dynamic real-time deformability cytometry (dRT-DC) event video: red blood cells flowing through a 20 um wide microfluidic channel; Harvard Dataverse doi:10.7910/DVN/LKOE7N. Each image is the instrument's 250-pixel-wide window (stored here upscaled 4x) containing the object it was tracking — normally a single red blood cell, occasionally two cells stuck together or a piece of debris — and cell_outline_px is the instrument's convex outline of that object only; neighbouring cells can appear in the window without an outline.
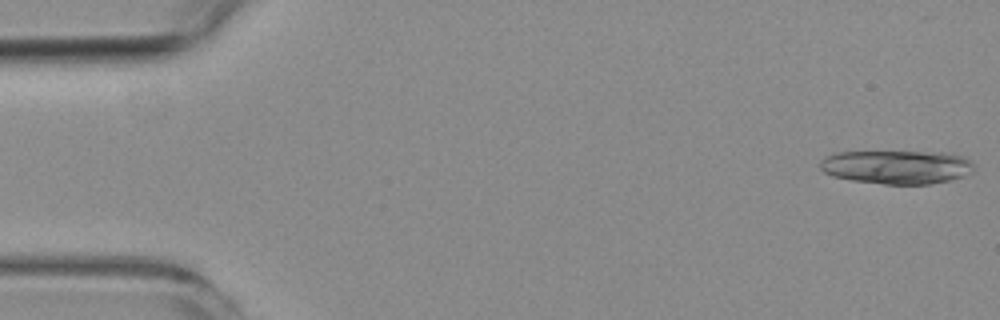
{"species": "common noctule bat (a hibernating species)", "species_latin": "Nyctalus noctula", "temperature_condition": "room temperature", "stored_images_in_passage": 5, "camera_frame_rate_fps": 3000, "um_per_image_px": 0.085, "animal": {"sex": "female", "body_mass_g": 19.3, "forearm_length_mm": 54.1}, "frame": {"image": 1, "passage_image": 1, "time_ms": 0.0, "image_size_px": [1000, 320], "cell_outline_px": [[976, 164], [972, 172], [964, 176], [932, 184], [884, 184], [852, 180], [832, 176], [824, 172], [820, 168], [820, 160], [824, 156], [836, 152], [952, 152], [964, 156], [972, 160]], "centroid_in_image_um": [76.27, 14.18], "position_along_channel_um": 8.7, "area_um2": 30.63}}